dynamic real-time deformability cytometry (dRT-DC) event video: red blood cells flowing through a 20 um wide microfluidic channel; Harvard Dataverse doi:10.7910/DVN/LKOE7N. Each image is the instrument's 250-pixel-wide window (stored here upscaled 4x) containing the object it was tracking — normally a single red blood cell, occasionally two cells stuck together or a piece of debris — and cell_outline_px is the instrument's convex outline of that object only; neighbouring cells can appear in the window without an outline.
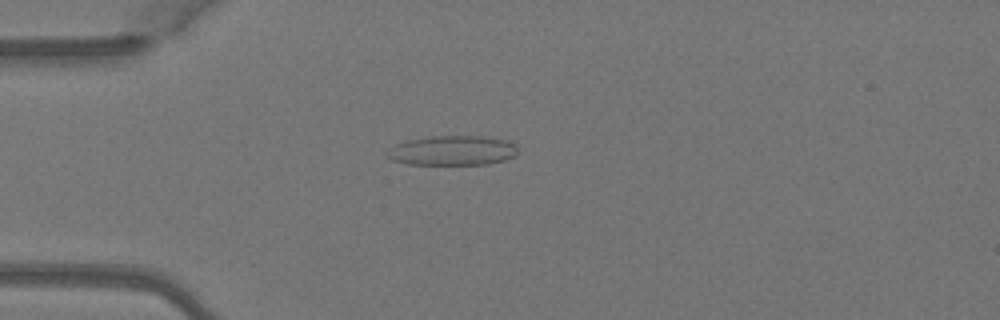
{"species": "Egyptian fruit bat (a non-hibernating species)", "species_latin": "Rousettus aegyptiacus", "temperature_condition": "warm", "stored_images_in_passage": 3, "camera_frame_rate_fps": 3000, "um_per_image_px": 0.085, "animal": {"sex": "female"}, "frame": {"image": 1, "passage_image": 3, "time_ms": 0.667, "image_size_px": [1000, 320], "cell_outline_px": [[516, 156], [504, 160], [488, 164], [408, 164], [392, 160], [384, 152], [396, 144], [408, 140], [432, 136], [484, 136], [508, 140], [516, 144]], "centroid_in_image_um": [38.47, 12.79], "position_along_channel_um": 46.5, "area_um2": 22.66}}